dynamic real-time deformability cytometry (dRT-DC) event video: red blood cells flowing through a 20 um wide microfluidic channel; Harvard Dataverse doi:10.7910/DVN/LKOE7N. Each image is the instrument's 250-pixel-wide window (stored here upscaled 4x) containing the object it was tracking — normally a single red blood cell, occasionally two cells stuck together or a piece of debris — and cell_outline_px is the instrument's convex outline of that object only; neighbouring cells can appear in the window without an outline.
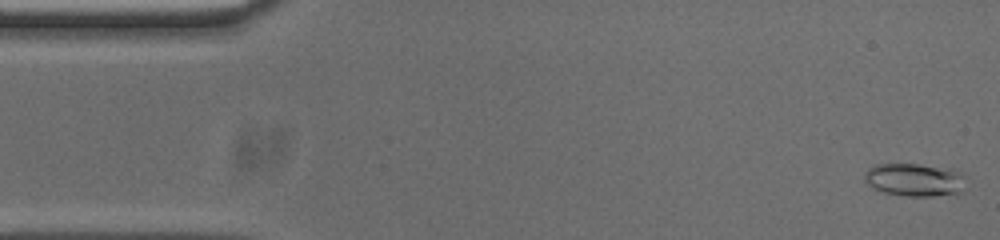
{"species": "common noctule bat (a hibernating species)", "species_latin": "Nyctalus noctula", "temperature_condition": "cold", "stored_images_in_passage": 53, "camera_frame_rate_fps": 3000, "um_per_image_px": 0.085, "animal": {"sex": "male", "body_mass_g": 20.0, "forearm_length_mm": 53.3}, "frame": {"image": 1, "passage_image": 1, "time_ms": 0.0, "image_size_px": [1000, 240], "cell_outline_px": [[964, 192], [956, 196], [908, 196], [884, 192], [872, 188], [864, 180], [864, 172], [872, 164], [920, 164], [960, 172], [964, 176]], "centroid_in_image_um": [77.74, 15.31], "position_along_channel_um": 7.3, "area_um2": 19.77}}
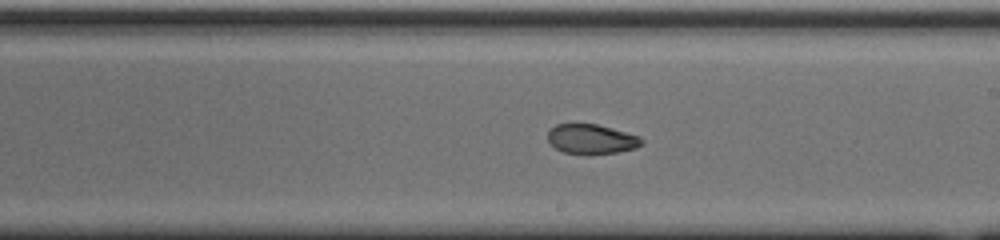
{"frame": {"image": 2, "passage_image": 29, "time_ms": 9.333, "image_size_px": [1000, 240], "cell_outline_px": [[644, 144], [636, 148], [616, 152], [588, 156], [564, 152], [556, 148], [548, 140], [548, 132], [556, 124], [596, 124], [640, 136], [644, 140]], "centroid_in_image_um": [50.3, 11.85], "position_along_channel_um": 238.7, "area_um2": 16.42}}
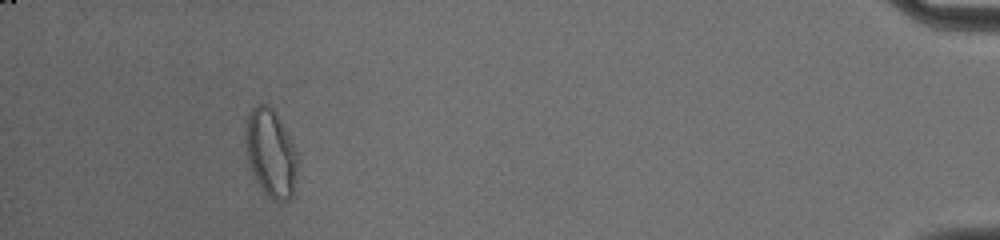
{"frame": {"image": 3, "passage_image": 49, "time_ms": 16.0, "image_size_px": [1000, 240], "cell_outline_px": [[296, 176], [292, 196], [288, 200], [280, 204], [276, 204], [260, 188], [256, 180], [248, 160], [244, 140], [244, 120], [248, 112], [256, 104], [268, 104], [276, 112], [296, 152]], "centroid_in_image_um": [22.97, 13.01], "position_along_channel_um": 412.2, "area_um2": 26.88}, "authors_computed_cell_mechanics": {"area_um2": 17.9758, "velocity_mm_per_s": 3.7296, "shape_relaxation_time_tau1_ms": null, "shape_relaxation_time_tau2_ms": 2.4326, "deformation_change_tau1": null, "deformation_change_tau2": 0.0698}}